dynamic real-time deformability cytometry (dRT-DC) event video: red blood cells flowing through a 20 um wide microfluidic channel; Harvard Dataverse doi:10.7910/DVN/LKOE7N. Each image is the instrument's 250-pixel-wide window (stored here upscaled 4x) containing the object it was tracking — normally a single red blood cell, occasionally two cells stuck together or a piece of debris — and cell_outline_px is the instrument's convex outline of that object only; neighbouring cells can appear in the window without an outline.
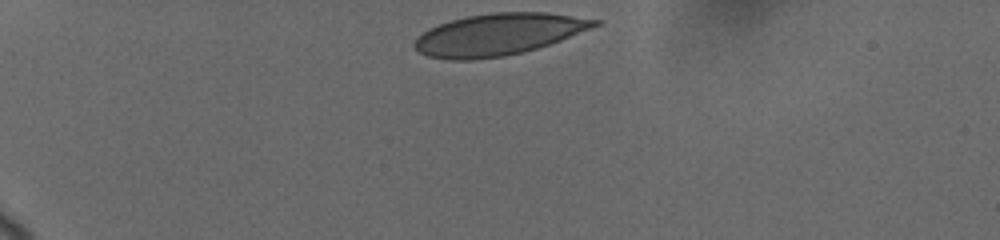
{"species": "human", "species_latin": "Homo sapiens", "temperature_condition": "cold", "stored_images_in_passage": 38, "camera_frame_rate_fps": 3000, "um_per_image_px": 0.085, "donor": {"sex": "female"}, "frame": {"image": 1, "passage_image": 1, "time_ms": 0.0, "image_size_px": [1000, 240], "cell_outline_px": [[604, 20], [600, 24], [592, 28], [560, 40], [536, 48], [504, 56], [472, 60], [448, 60], [428, 56], [420, 52], [412, 44], [416, 36], [428, 28], [452, 20], [468, 16], [492, 12], [544, 12]], "centroid_in_image_um": [42.35, 2.92], "position_along_channel_um": 42.7, "area_um2": 43.7}}
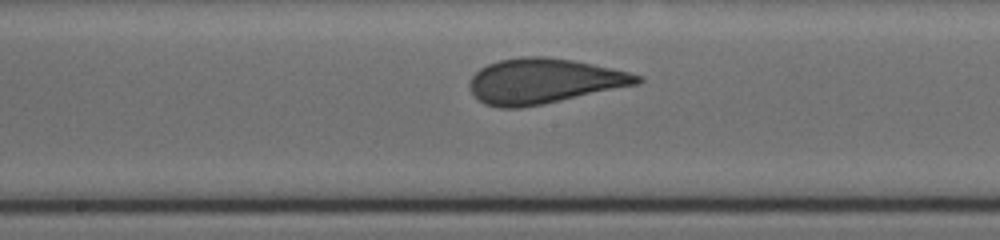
{"frame": {"image": 2, "passage_image": 19, "time_ms": 6.0, "image_size_px": [1000, 240], "cell_outline_px": [[644, 80], [640, 84], [544, 104], [520, 108], [500, 108], [484, 104], [468, 88], [468, 80], [480, 68], [488, 64], [500, 60], [520, 56], [548, 56], [572, 60], [612, 68], [644, 76]], "centroid_in_image_um": [46.23, 6.89], "position_along_channel_um": 202.0, "area_um2": 44.39}}
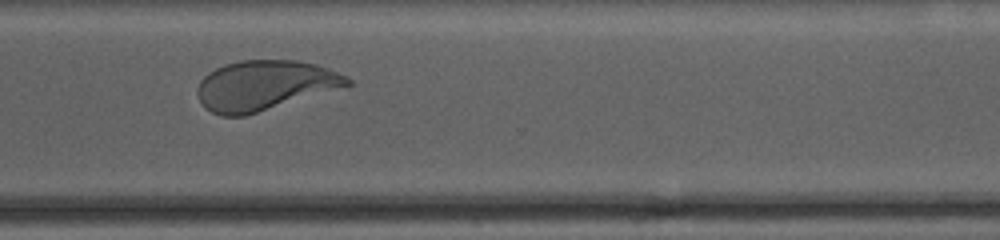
{"frame": {"image": 3, "passage_image": 37, "time_ms": 10.0, "image_size_px": [1000, 240], "cell_outline_px": [[352, 84], [244, 116], [220, 116], [204, 108], [196, 92], [196, 88], [200, 80], [208, 72], [224, 64], [240, 60], [296, 60], [316, 64], [328, 68], [348, 76], [352, 80]], "centroid_in_image_um": [22.45, 7.24], "position_along_channel_um": 348.2, "area_um2": 43.41}}